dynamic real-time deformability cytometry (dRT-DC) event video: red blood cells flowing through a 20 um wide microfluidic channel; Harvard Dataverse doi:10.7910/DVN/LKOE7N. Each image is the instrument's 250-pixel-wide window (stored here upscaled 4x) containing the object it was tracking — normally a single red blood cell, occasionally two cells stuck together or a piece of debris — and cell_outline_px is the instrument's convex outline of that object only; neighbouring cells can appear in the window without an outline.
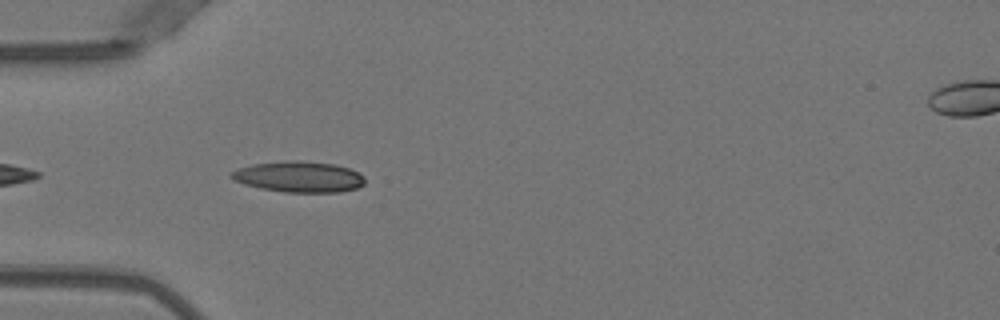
{"species": "Egyptian fruit bat (a non-hibernating species)", "species_latin": "Rousettus aegyptiacus", "temperature_condition": "warm", "stored_images_in_passage": 37, "camera_frame_rate_fps": 3000, "um_per_image_px": 0.085, "animal": {"sex": "female"}, "frame": {"image": 1, "passage_image": 3, "time_ms": 0.667, "image_size_px": [1000, 320], "cell_outline_px": [[364, 184], [356, 188], [340, 192], [284, 192], [260, 188], [244, 184], [232, 180], [228, 176], [236, 168], [252, 164], [284, 160], [300, 160], [332, 164], [348, 168], [364, 176]], "centroid_in_image_um": [25.35, 15.02], "position_along_channel_um": 59.7, "area_um2": 24.16}}
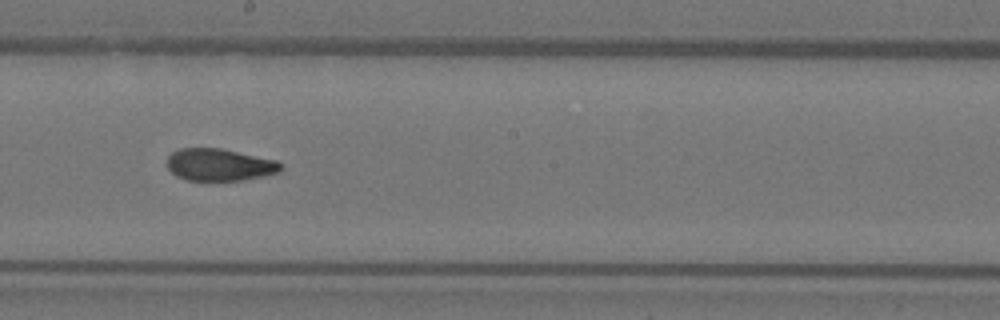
{"frame": {"image": 2, "passage_image": 16, "time_ms": 5.0, "image_size_px": [1000, 320], "cell_outline_px": [[280, 172], [240, 180], [188, 180], [176, 176], [168, 168], [168, 156], [172, 152], [180, 148], [220, 148], [276, 160], [280, 164]], "centroid_in_image_um": [18.61, 13.99], "position_along_channel_um": 229.6, "area_um2": 20.98}}
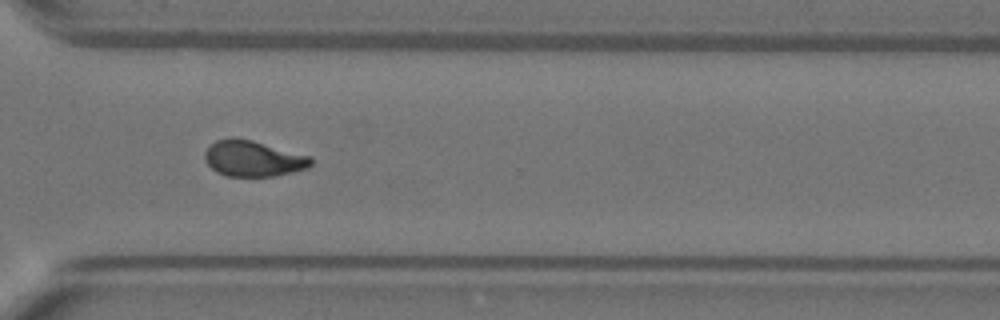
{"frame": {"image": 3, "passage_image": 25, "time_ms": 8.0, "image_size_px": [1000, 320], "cell_outline_px": [[312, 164], [308, 168], [276, 176], [228, 176], [216, 172], [204, 160], [204, 152], [216, 140], [232, 136], [252, 140], [312, 156]], "centroid_in_image_um": [21.52, 13.47], "position_along_channel_um": 349.1, "area_um2": 22.37}}